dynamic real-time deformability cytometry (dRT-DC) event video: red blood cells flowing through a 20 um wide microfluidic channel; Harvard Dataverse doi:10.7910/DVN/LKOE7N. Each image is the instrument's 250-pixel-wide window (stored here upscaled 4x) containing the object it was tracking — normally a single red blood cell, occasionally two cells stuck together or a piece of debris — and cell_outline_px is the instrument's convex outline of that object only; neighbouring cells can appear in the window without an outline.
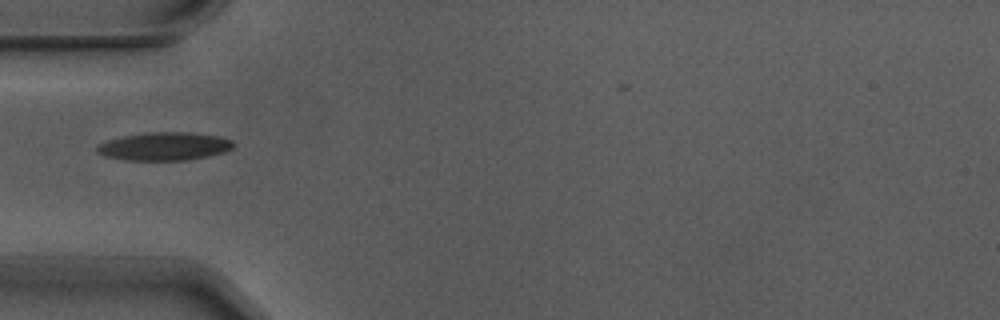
{"species": "Egyptian fruit bat (a non-hibernating species)", "species_latin": "Rousettus aegyptiacus", "temperature_condition": "warm", "stored_images_in_passage": 1, "camera_frame_rate_fps": 3000, "um_per_image_px": 0.085, "animal": {"sex": "male"}, "frame": {"image": 1, "passage_image": 1, "time_ms": 0.0, "image_size_px": [1000, 320], "cell_outline_px": [[232, 148], [224, 152], [208, 156], [184, 160], [124, 160], [104, 156], [96, 152], [96, 144], [108, 140], [124, 136], [148, 132], [188, 132], [216, 136], [232, 140]], "centroid_in_image_um": [13.91, 12.44], "position_along_channel_um": 71.1, "area_um2": 22.25}}